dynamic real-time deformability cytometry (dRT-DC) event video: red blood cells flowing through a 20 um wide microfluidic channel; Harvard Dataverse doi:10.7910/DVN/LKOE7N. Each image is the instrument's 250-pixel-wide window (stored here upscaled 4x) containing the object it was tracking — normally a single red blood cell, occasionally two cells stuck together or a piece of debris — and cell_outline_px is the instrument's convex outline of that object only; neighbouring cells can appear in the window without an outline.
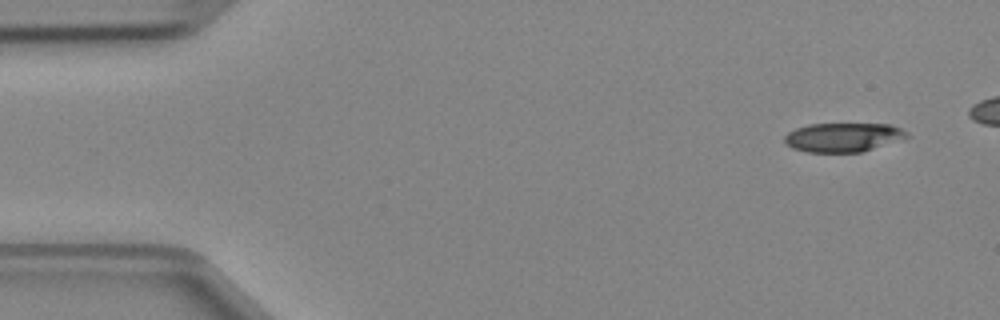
{"species": "Egyptian fruit bat (a non-hibernating species)", "species_latin": "Rousettus aegyptiacus", "temperature_condition": "cold", "stored_images_in_passage": 5, "camera_frame_rate_fps": 3000, "um_per_image_px": 0.085, "animal": {"sex": "female"}, "frame": {"image": 1, "passage_image": 1, "time_ms": 0.0, "image_size_px": [1000, 320], "cell_outline_px": [[912, 136], [860, 152], [808, 152], [792, 148], [784, 140], [784, 136], [788, 132], [796, 128], [808, 124], [888, 124], [900, 128], [908, 132]], "centroid_in_image_um": [71.66, 11.66], "position_along_channel_um": 13.3, "area_um2": 20.58}}
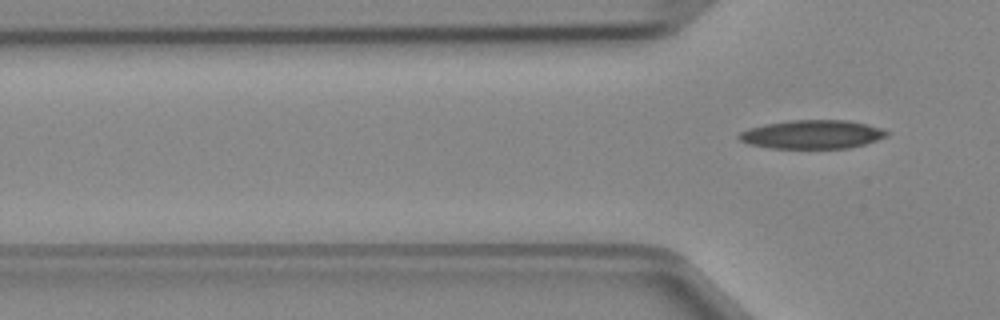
{"frame": {"image": 2, "passage_image": 5, "time_ms": 1.333, "image_size_px": [1000, 320], "cell_outline_px": [[888, 136], [864, 144], [848, 148], [772, 148], [748, 144], [740, 140], [736, 136], [740, 132], [748, 128], [764, 124], [792, 120], [848, 120], [868, 124], [884, 128], [888, 132]], "centroid_in_image_um": [69.04, 11.42], "position_along_channel_um": 56.8, "area_um2": 24.8}}